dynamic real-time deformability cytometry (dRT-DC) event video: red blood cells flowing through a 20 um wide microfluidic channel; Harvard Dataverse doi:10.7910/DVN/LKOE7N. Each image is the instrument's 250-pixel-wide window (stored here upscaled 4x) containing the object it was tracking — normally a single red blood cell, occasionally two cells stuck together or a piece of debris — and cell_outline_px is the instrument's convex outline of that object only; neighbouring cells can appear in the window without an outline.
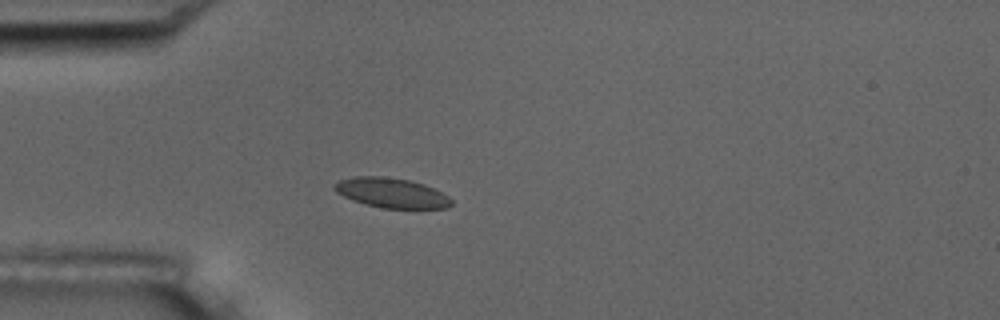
{"species": "common noctule bat (a hibernating species)", "species_latin": "Nyctalus noctula", "temperature_condition": "room temperature", "stored_images_in_passage": 2, "camera_frame_rate_fps": 3000, "um_per_image_px": 0.085, "animal": {"sex": "male", "body_mass_g": 17.5, "forearm_length_mm": 52.3}, "frame": {"image": 1, "passage_image": 2, "time_ms": 1.0, "image_size_px": [1000, 320], "cell_outline_px": [[452, 204], [448, 208], [384, 208], [364, 204], [352, 200], [336, 192], [332, 188], [332, 184], [340, 180], [356, 176], [384, 176], [408, 180], [424, 184], [448, 196], [452, 200]], "centroid_in_image_um": [33.24, 16.39], "position_along_channel_um": 51.8, "area_um2": 20.29}}